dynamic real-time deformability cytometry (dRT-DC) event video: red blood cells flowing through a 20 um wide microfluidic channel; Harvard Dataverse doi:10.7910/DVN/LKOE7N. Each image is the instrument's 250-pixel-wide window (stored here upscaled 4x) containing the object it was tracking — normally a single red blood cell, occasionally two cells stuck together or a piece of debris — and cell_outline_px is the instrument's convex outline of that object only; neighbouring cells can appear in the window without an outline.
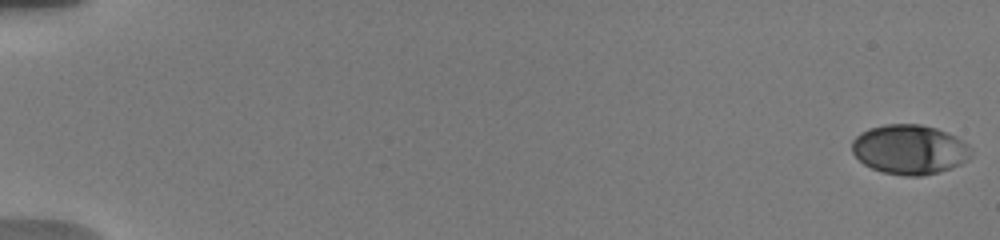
{"species": "human", "species_latin": "Homo sapiens", "temperature_condition": "warm", "stored_images_in_passage": 39, "camera_frame_rate_fps": 3000, "um_per_image_px": 0.085, "donor": {"sex": "male"}, "frame": {"image": 1, "passage_image": 1, "time_ms": 0.0, "image_size_px": [1000, 240], "cell_outline_px": [[972, 156], [968, 160], [960, 164], [940, 172], [924, 176], [904, 176], [884, 172], [872, 168], [864, 164], [852, 152], [852, 140], [860, 132], [868, 128], [884, 124], [920, 124], [936, 128], [956, 136], [968, 144], [972, 148]], "centroid_in_image_um": [77.33, 12.7], "position_along_channel_um": 7.7, "area_um2": 34.74}}
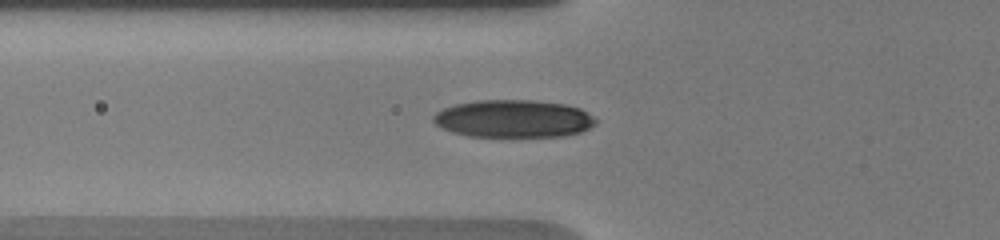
{"frame": {"image": 2, "passage_image": 18, "time_ms": 7.0, "image_size_px": [1000, 240], "cell_outline_px": [[596, 124], [580, 132], [564, 136], [468, 136], [452, 132], [436, 124], [432, 120], [432, 116], [436, 112], [444, 108], [456, 104], [476, 100], [532, 100], [564, 104], [580, 108], [592, 116], [596, 120]], "centroid_in_image_um": [43.63, 10.08], "position_along_channel_um": 82.2, "area_um2": 35.43}}
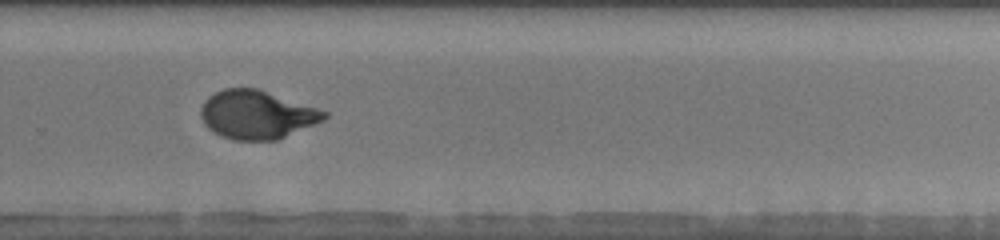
{"frame": {"image": 3, "passage_image": 30, "time_ms": 13.0, "image_size_px": [1000, 240], "cell_outline_px": [[328, 116], [324, 120], [276, 140], [232, 140], [208, 128], [204, 124], [200, 116], [200, 108], [204, 100], [208, 96], [224, 88], [256, 88], [328, 112]], "centroid_in_image_um": [21.79, 9.74], "position_along_channel_um": 308.0, "area_um2": 34.51}, "authors_computed_cell_mechanics": {"area_um2": 34.68, "velocity_mm_per_s": 3.7682, "shape_relaxation_time_tau1_ms": 6.2154, "shape_relaxation_time_tau2_ms": null, "deformation_change_tau1": 0.2335, "deformation_change_tau2": null}}